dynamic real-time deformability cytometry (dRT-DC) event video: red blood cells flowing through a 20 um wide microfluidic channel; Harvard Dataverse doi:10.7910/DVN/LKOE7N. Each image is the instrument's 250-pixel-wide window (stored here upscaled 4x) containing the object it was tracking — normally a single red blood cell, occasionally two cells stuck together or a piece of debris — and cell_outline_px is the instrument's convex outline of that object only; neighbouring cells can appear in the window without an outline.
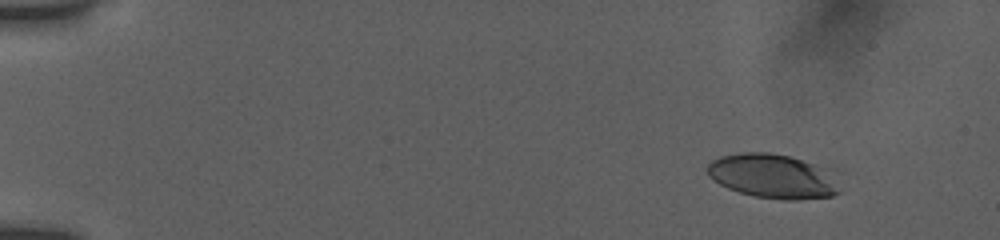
{"species": "human", "species_latin": "Homo sapiens", "temperature_condition": "room temperature", "stored_images_in_passage": 11, "camera_frame_rate_fps": 3000, "um_per_image_px": 0.085, "donor": {"sex": "female"}, "frame": {"image": 1, "passage_image": 3, "time_ms": 1.667, "image_size_px": [1000, 240], "cell_outline_px": [[840, 192], [832, 196], [800, 200], [784, 200], [752, 196], [728, 188], [712, 180], [708, 176], [708, 164], [712, 160], [720, 156], [740, 152], [768, 152], [788, 156], [836, 168]], "centroid_in_image_um": [65.8, 14.97], "position_along_channel_um": 19.2, "area_um2": 35.14}}
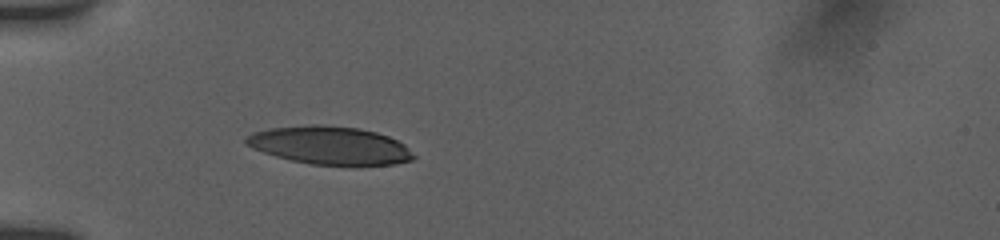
{"frame": {"image": 2, "passage_image": 8, "time_ms": 5.667, "image_size_px": [1000, 240], "cell_outline_px": [[416, 156], [412, 160], [396, 164], [352, 168], [308, 164], [276, 156], [252, 148], [244, 144], [244, 136], [252, 132], [268, 128], [312, 124], [320, 124], [356, 128], [376, 132], [388, 136], [404, 144]], "centroid_in_image_um": [28.05, 12.4], "position_along_channel_um": 57.0, "area_um2": 38.26}}
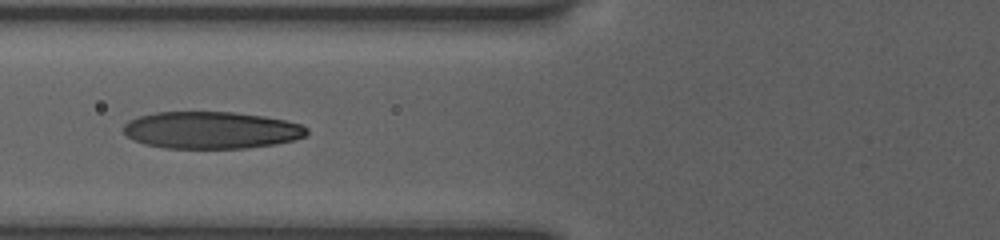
{"frame": {"image": 3, "passage_image": 10, "time_ms": 7.333, "image_size_px": [1000, 240], "cell_outline_px": [[308, 136], [296, 140], [276, 144], [244, 148], [164, 148], [144, 144], [128, 136], [124, 132], [124, 124], [128, 120], [140, 116], [156, 112], [232, 112], [264, 116], [284, 120], [300, 124], [308, 128]], "centroid_in_image_um": [17.99, 11.06], "position_along_channel_um": 107.8, "area_um2": 39.71}}